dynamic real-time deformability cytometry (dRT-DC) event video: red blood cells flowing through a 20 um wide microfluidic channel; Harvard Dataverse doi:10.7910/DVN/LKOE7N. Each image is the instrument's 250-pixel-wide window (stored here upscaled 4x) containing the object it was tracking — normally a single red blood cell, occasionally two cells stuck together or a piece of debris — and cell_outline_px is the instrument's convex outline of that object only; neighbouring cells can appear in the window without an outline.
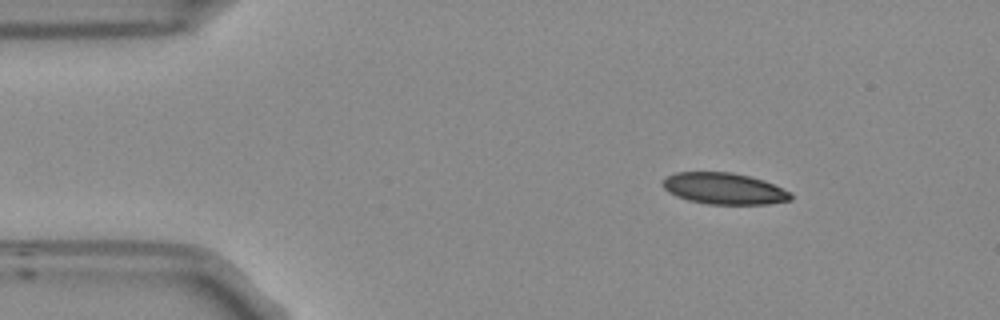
{"species": "Egyptian fruit bat (a non-hibernating species)", "species_latin": "Rousettus aegyptiacus", "temperature_condition": "room temperature", "stored_images_in_passage": 13, "camera_frame_rate_fps": 3000, "um_per_image_px": 0.085, "frame": {"image": 1, "passage_image": 6, "time_ms": 1.667, "image_size_px": [1000, 320], "cell_outline_px": [[792, 200], [768, 204], [708, 204], [688, 200], [676, 196], [668, 192], [660, 184], [664, 176], [676, 172], [732, 172], [764, 180], [788, 192], [792, 196]], "centroid_in_image_um": [61.47, 16.02], "position_along_channel_um": 23.5, "area_um2": 23.47}}